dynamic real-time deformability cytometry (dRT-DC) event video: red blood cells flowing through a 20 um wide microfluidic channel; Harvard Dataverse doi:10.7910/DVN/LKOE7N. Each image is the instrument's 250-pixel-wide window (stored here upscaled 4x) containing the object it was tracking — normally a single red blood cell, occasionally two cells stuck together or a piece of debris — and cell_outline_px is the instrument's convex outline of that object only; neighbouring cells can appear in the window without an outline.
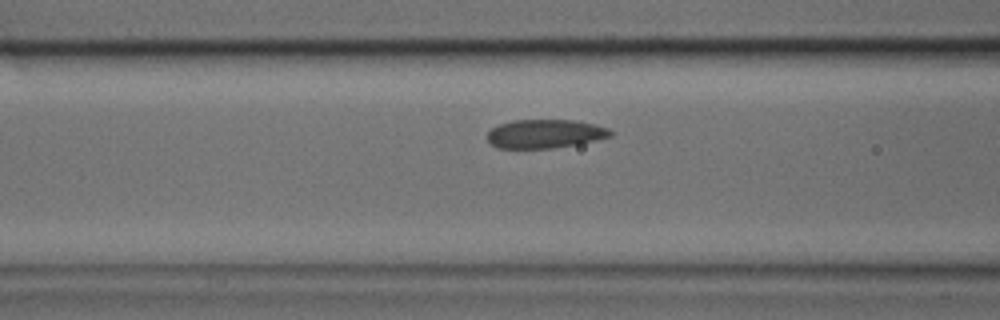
{"species": "common noctule bat (a hibernating species)", "species_latin": "Nyctalus noctula", "temperature_condition": "cold", "stored_images_in_passage": 6, "camera_frame_rate_fps": 3000, "um_per_image_px": 0.085, "animal": {"sex": "male", "body_mass_g": 17.9, "forearm_length_mm": 54.2}, "frame": {"image": 1, "passage_image": 5, "time_ms": 1.333, "image_size_px": [1000, 320], "cell_outline_px": [[616, 132], [612, 136], [580, 144], [552, 148], [496, 148], [488, 140], [488, 132], [492, 128], [500, 124], [516, 120], [576, 120], [608, 128]], "centroid_in_image_um": [46.37, 11.38], "position_along_channel_um": 120.2, "area_um2": 20.63}}